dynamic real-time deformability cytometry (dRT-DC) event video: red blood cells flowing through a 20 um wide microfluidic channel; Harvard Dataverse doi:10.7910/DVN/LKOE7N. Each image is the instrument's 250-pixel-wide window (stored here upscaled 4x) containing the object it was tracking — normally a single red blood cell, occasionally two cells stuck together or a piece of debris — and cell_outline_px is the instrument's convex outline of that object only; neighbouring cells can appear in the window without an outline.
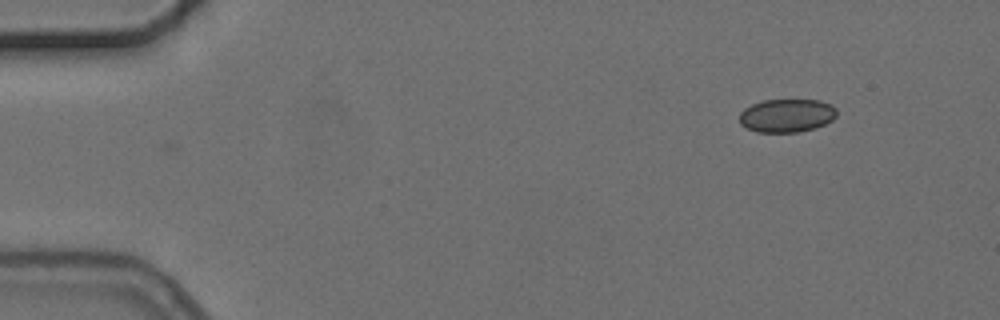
{"species": "common noctule bat (a hibernating species)", "species_latin": "Nyctalus noctula", "temperature_condition": "cold", "stored_images_in_passage": 2, "camera_frame_rate_fps": 3000, "um_per_image_px": 0.085, "animal": {"sex": "female", "body_mass_g": 24.6, "forearm_length_mm": 56.2}, "frame": {"image": 1, "passage_image": 2, "time_ms": 1.333, "image_size_px": [1000, 320], "cell_outline_px": [[836, 116], [832, 120], [816, 128], [800, 132], [756, 132], [740, 124], [740, 112], [744, 108], [752, 104], [764, 100], [820, 100], [832, 104], [836, 108]], "centroid_in_image_um": [66.89, 9.82], "position_along_channel_um": 18.1, "area_um2": 19.02}}